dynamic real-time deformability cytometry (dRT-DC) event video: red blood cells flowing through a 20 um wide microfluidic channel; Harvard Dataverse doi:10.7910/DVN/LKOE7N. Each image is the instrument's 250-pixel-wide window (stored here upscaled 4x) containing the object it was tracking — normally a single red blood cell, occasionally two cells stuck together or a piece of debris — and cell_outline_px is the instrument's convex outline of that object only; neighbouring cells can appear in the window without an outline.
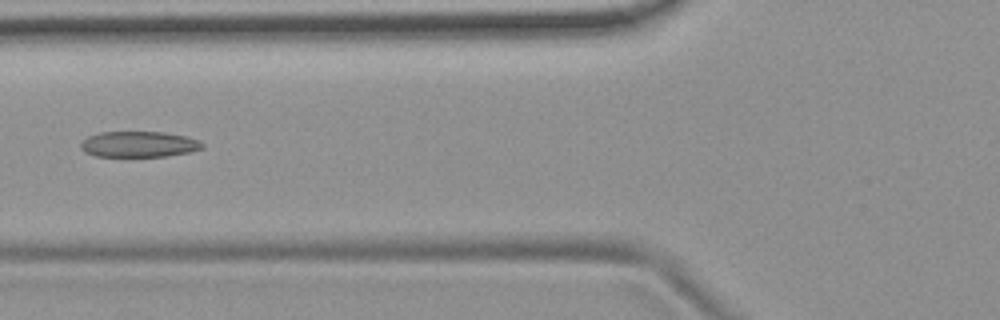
{"species": "common noctule bat (a hibernating species)", "species_latin": "Nyctalus noctula", "temperature_condition": "room temperature", "stored_images_in_passage": 6, "camera_frame_rate_fps": 3000, "um_per_image_px": 0.085, "animal": {"sex": "female", "body_mass_g": 19.9}, "frame": {"image": 1, "passage_image": 6, "time_ms": 5.667, "image_size_px": [1000, 320], "cell_outline_px": [[204, 148], [188, 152], [164, 156], [96, 156], [84, 152], [80, 148], [80, 144], [88, 136], [100, 132], [164, 132], [188, 136], [200, 140], [204, 144]], "centroid_in_image_um": [11.82, 12.25], "position_along_channel_um": 114.0, "area_um2": 18.32}}